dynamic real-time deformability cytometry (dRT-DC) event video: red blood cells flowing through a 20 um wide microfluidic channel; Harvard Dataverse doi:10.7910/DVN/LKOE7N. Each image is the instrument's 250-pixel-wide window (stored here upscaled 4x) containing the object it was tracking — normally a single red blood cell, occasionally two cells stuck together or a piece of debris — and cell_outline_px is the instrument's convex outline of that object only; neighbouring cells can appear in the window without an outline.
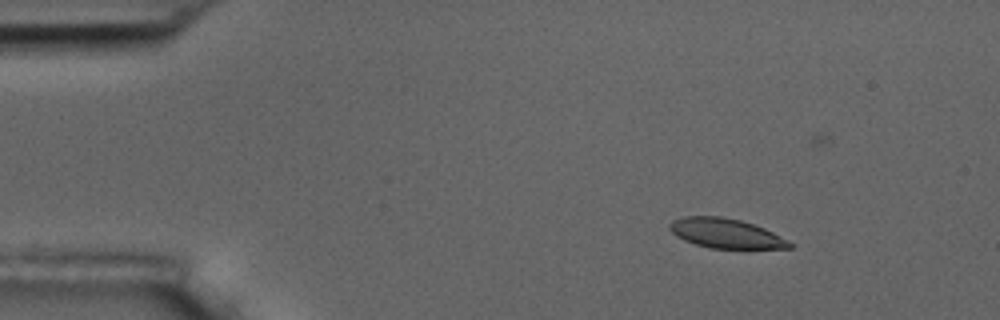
{"species": "common noctule bat (a hibernating species)", "species_latin": "Nyctalus noctula", "temperature_condition": "room temperature", "stored_images_in_passage": 11, "camera_frame_rate_fps": 3000, "um_per_image_px": 0.085, "animal": {"sex": "male", "body_mass_g": 17.5, "forearm_length_mm": 52.3}, "frame": {"image": 1, "passage_image": 2, "time_ms": 2.0, "image_size_px": [1000, 320], "cell_outline_px": [[792, 248], [712, 248], [696, 244], [684, 240], [676, 236], [668, 228], [668, 224], [672, 220], [684, 216], [720, 216], [740, 220], [764, 228], [772, 232], [792, 244]], "centroid_in_image_um": [61.62, 19.82], "position_along_channel_um": 23.4, "area_um2": 20.4}}
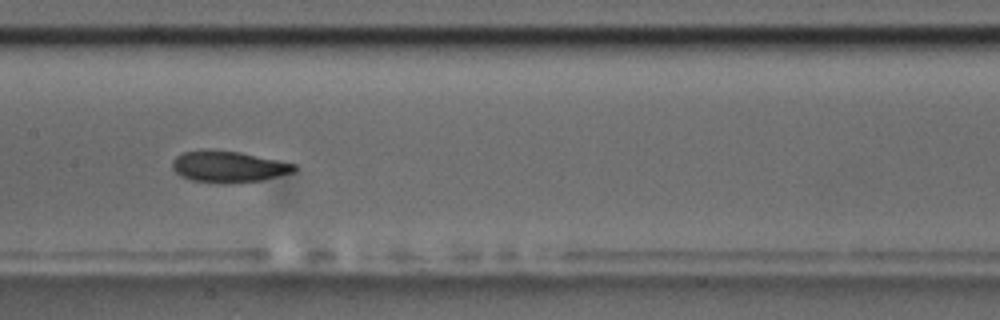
{"frame": {"image": 2, "passage_image": 8, "time_ms": 8.667, "image_size_px": [1000, 320], "cell_outline_px": [[296, 168], [292, 172], [260, 180], [224, 184], [192, 180], [180, 176], [172, 168], [172, 160], [176, 156], [184, 152], [240, 152], [296, 164]], "centroid_in_image_um": [19.41, 14.2], "position_along_channel_um": 188.0, "area_um2": 21.5}}
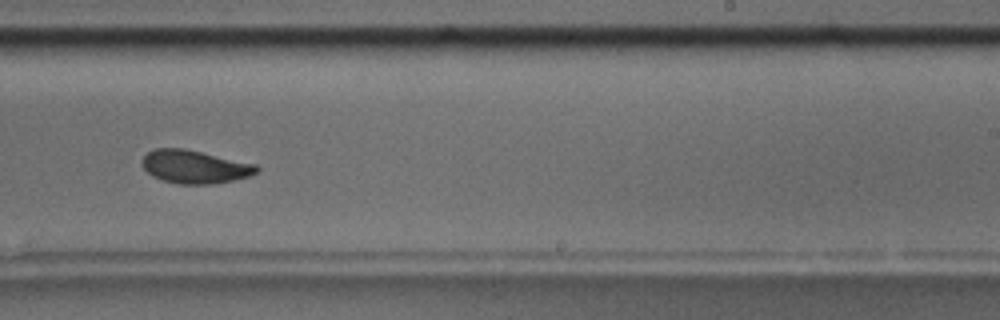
{"frame": {"image": 3, "passage_image": 10, "time_ms": 11.0, "image_size_px": [1000, 320], "cell_outline_px": [[260, 168], [256, 172], [248, 176], [232, 180], [212, 184], [180, 184], [164, 180], [152, 176], [144, 168], [140, 160], [152, 148], [184, 148], [256, 164]], "centroid_in_image_um": [16.52, 14.16], "position_along_channel_um": 272.5, "area_um2": 22.02}}